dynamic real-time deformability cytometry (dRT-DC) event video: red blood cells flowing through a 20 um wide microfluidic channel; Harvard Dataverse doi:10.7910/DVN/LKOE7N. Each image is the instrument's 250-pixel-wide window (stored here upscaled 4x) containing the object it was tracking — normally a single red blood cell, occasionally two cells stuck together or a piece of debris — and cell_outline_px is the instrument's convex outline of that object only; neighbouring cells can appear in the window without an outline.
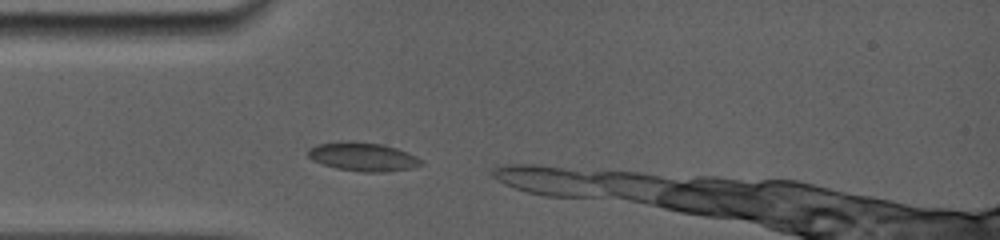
{"species": "common noctule bat (a hibernating species)", "species_latin": "Nyctalus noctula", "temperature_condition": "room temperature", "stored_images_in_passage": 4, "camera_frame_rate_fps": 5000, "um_per_image_px": 0.085, "animal": {"sex": "female", "body_mass_g": 19.0, "forearm_length_mm": 56.7}, "frame": {"image": 1, "passage_image": 1, "time_ms": 0.0, "image_size_px": [1000, 240], "cell_outline_px": [[424, 164], [412, 168], [388, 172], [364, 172], [336, 168], [312, 160], [308, 156], [308, 148], [316, 144], [340, 140], [348, 140], [384, 144], [408, 152], [424, 160]], "centroid_in_image_um": [30.86, 13.31], "position_along_channel_um": 54.1, "area_um2": 19.31}}